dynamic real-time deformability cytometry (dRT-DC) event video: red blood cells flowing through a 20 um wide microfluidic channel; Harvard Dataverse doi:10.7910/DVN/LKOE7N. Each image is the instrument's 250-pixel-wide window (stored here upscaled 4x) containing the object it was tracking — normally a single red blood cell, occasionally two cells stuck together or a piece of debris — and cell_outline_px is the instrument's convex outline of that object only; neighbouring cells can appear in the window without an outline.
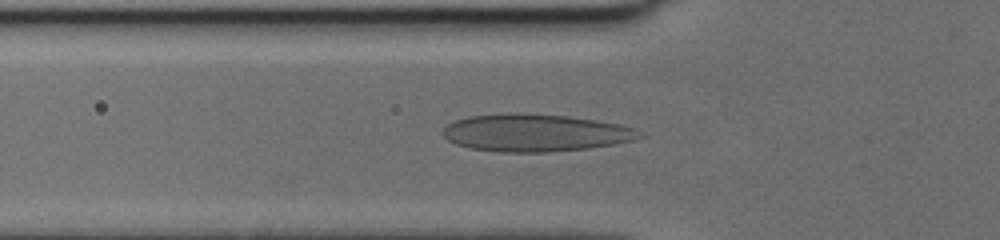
{"species": "human", "species_latin": "Homo sapiens", "temperature_condition": "cold", "stored_images_in_passage": 48, "camera_frame_rate_fps": 3000, "um_per_image_px": 0.085, "donor": {"sex": "female"}, "frame": {"image": 1, "passage_image": 16, "time_ms": 5.0, "image_size_px": [1000, 240], "cell_outline_px": [[648, 136], [616, 144], [588, 148], [548, 152], [500, 152], [468, 148], [456, 144], [448, 140], [444, 136], [444, 128], [448, 124], [456, 120], [468, 116], [508, 112], [568, 116], [596, 120], [620, 124], [632, 128]], "centroid_in_image_um": [45.51, 11.29], "position_along_channel_um": 80.3, "area_um2": 43.0}}
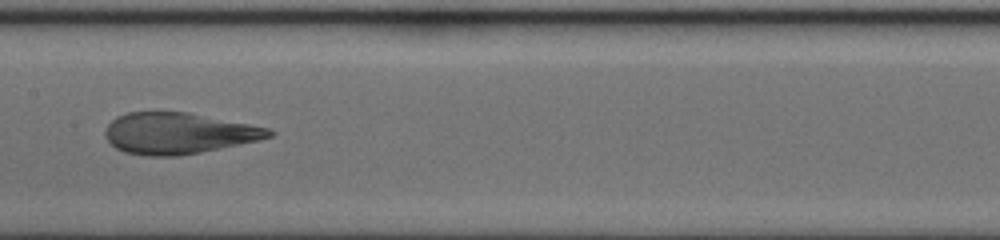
{"frame": {"image": 2, "passage_image": 24, "time_ms": 7.667, "image_size_px": [1000, 240], "cell_outline_px": [[276, 132], [272, 136], [260, 140], [180, 156], [144, 156], [124, 152], [116, 148], [104, 136], [104, 132], [108, 124], [116, 116], [128, 112], [188, 112], [268, 128]], "centroid_in_image_um": [15.14, 11.33], "position_along_channel_um": 192.3, "area_um2": 39.25}}
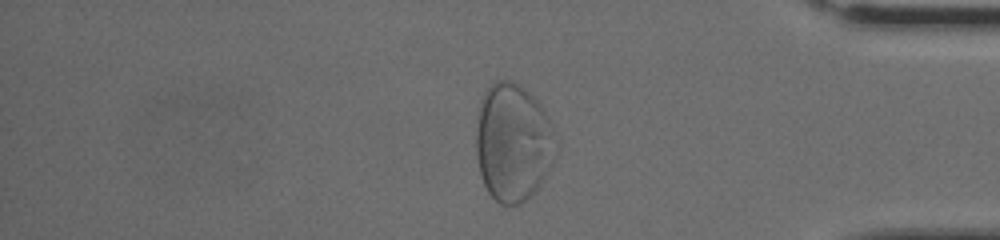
{"frame": {"image": 3, "passage_image": 40, "time_ms": 13.0, "image_size_px": [1000, 240], "cell_outline_px": [[560, 148], [552, 164], [540, 184], [520, 204], [500, 204], [488, 192], [480, 176], [476, 156], [476, 128], [480, 104], [484, 92], [496, 80], [512, 80], [520, 84], [540, 104], [548, 116], [552, 124]], "centroid_in_image_um": [43.62, 12.09], "position_along_channel_um": 391.6, "area_um2": 55.31}}